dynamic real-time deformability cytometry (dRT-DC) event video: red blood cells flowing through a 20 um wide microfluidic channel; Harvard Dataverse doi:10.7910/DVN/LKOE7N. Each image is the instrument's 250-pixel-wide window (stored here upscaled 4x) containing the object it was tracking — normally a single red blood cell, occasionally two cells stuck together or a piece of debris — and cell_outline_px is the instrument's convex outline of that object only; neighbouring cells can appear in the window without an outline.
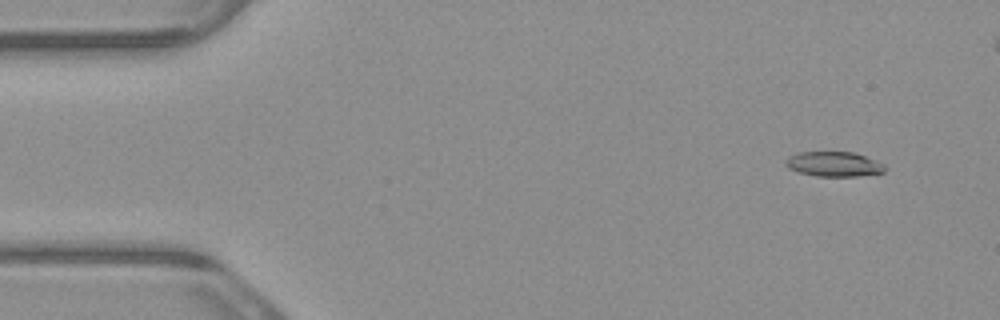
{"species": "common noctule bat (a hibernating species)", "species_latin": "Nyctalus noctula", "temperature_condition": "warm", "stored_images_in_passage": 6, "camera_frame_rate_fps": 3000, "um_per_image_px": 0.085, "animal": {"sex": "male", "body_mass_g": 23.1, "forearm_length_mm": 52.7}, "frame": {"image": 1, "passage_image": 2, "time_ms": 0.333, "image_size_px": [1000, 320], "cell_outline_px": [[888, 168], [884, 172], [856, 176], [816, 176], [800, 172], [788, 168], [784, 164], [784, 160], [788, 156], [800, 152], [852, 152], [864, 156], [884, 164]], "centroid_in_image_um": [70.86, 13.95], "position_along_channel_um": 14.1, "area_um2": 14.33}}
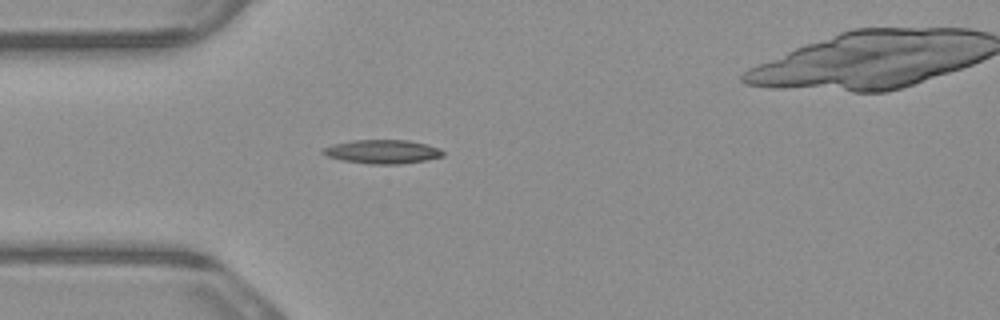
{"frame": {"image": 2, "passage_image": 5, "time_ms": 1.333, "image_size_px": [1000, 320], "cell_outline_px": [[444, 156], [428, 160], [400, 164], [368, 164], [344, 160], [328, 156], [320, 152], [320, 148], [332, 144], [352, 140], [408, 140], [440, 148], [444, 152]], "centroid_in_image_um": [32.49, 12.89], "position_along_channel_um": 52.5, "area_um2": 16.76}}